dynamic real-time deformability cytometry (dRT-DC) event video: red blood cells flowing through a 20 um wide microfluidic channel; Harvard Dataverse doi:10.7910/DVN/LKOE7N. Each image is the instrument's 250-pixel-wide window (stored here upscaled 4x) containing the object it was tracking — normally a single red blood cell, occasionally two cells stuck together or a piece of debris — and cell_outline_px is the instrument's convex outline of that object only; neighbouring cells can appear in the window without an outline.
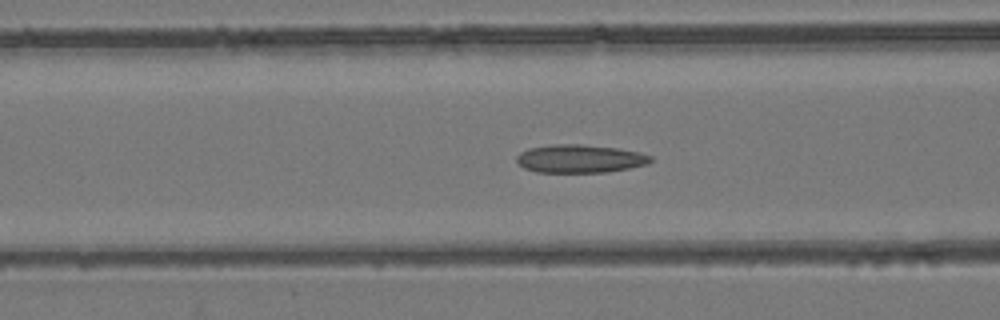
{"species": "common noctule bat (a hibernating species)", "species_latin": "Nyctalus noctula", "temperature_condition": "room temperature", "stored_images_in_passage": 53, "camera_frame_rate_fps": 3000, "um_per_image_px": 0.085, "animal": {"sex": "female", "body_mass_g": 24.6, "forearm_length_mm": 56.2}, "frame": {"image": 1, "passage_image": 21, "time_ms": 6.667, "image_size_px": [1000, 320], "cell_outline_px": [[652, 160], [648, 164], [608, 172], [536, 172], [524, 168], [516, 160], [516, 156], [520, 152], [528, 148], [552, 144], [580, 144], [616, 148], [640, 152], [652, 156]], "centroid_in_image_um": [49.28, 13.48], "position_along_channel_um": 117.3, "area_um2": 22.02}}
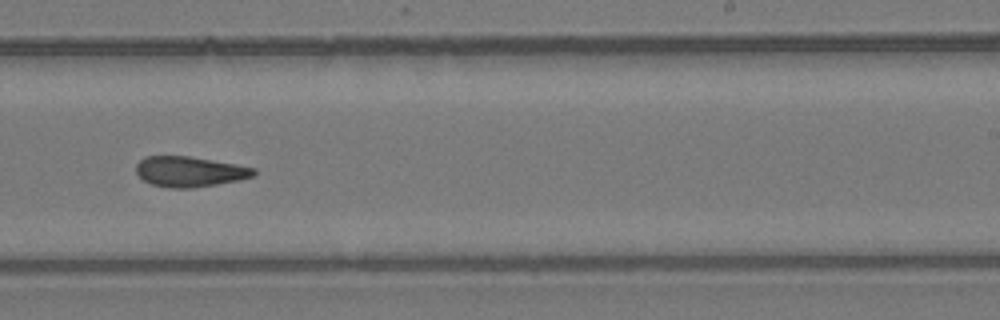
{"frame": {"image": 2, "passage_image": 33, "time_ms": 10.667, "image_size_px": [1000, 320], "cell_outline_px": [[256, 172], [252, 176], [240, 180], [192, 188], [168, 188], [152, 184], [144, 180], [136, 172], [136, 164], [144, 156], [188, 156], [236, 164], [256, 168]], "centroid_in_image_um": [16.11, 14.58], "position_along_channel_um": 272.9, "area_um2": 20.75}}
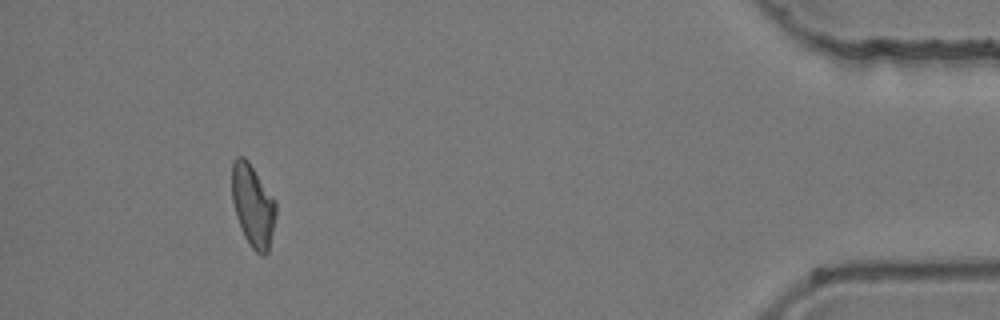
{"frame": {"image": 3, "passage_image": 49, "time_ms": 16.0, "image_size_px": [1000, 320], "cell_outline_px": [[276, 212], [268, 252], [264, 256], [260, 256], [248, 244], [244, 236], [236, 216], [232, 200], [232, 160], [236, 156], [244, 156], [248, 160], [276, 200]], "centroid_in_image_um": [21.49, 17.45], "position_along_channel_um": 413.7, "area_um2": 21.27}, "authors_computed_cell_mechanics": {"area_um2": 21.5594, "velocity_mm_per_s": 3.8941, "shape_relaxation_time_tau1_ms": null, "shape_relaxation_time_tau2_ms": 4.6084, "deformation_change_tau1": null, "deformation_change_tau2": 0.1234}}